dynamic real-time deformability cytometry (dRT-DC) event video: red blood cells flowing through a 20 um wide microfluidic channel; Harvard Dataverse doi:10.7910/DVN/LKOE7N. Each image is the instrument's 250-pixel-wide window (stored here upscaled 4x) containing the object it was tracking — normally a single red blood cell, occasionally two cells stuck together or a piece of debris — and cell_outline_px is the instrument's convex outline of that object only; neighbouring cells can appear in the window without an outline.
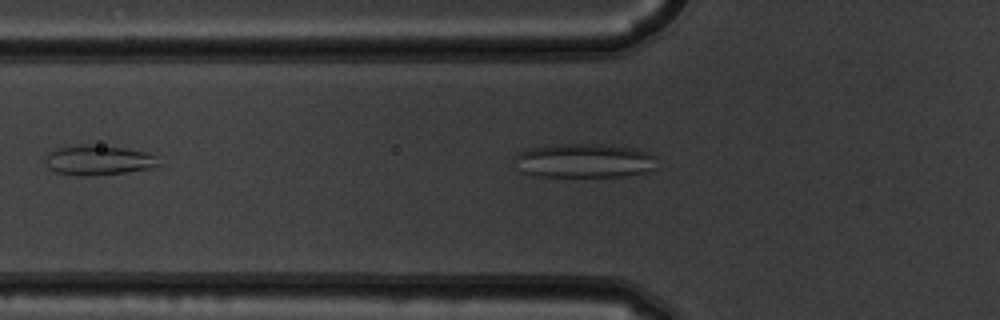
{"species": "common noctule bat (a hibernating species)", "species_latin": "Nyctalus noctula", "temperature_condition": "warm", "stored_images_in_passage": 4, "camera_frame_rate_fps": 3000, "um_per_image_px": 0.085, "animal": {"sex": "male", "body_mass_g": 19.5, "forearm_length_mm": 54.6}, "frame": {"image": 1, "passage_image": 4, "time_ms": 1.0, "image_size_px": [1000, 320], "cell_outline_px": [[656, 168], [644, 172], [624, 176], [540, 176], [520, 172], [516, 168], [516, 156], [524, 148], [556, 144], [612, 144], [632, 148], [648, 152], [656, 156]], "centroid_in_image_um": [49.65, 13.64], "position_along_channel_um": 76.1, "area_um2": 28.61}}